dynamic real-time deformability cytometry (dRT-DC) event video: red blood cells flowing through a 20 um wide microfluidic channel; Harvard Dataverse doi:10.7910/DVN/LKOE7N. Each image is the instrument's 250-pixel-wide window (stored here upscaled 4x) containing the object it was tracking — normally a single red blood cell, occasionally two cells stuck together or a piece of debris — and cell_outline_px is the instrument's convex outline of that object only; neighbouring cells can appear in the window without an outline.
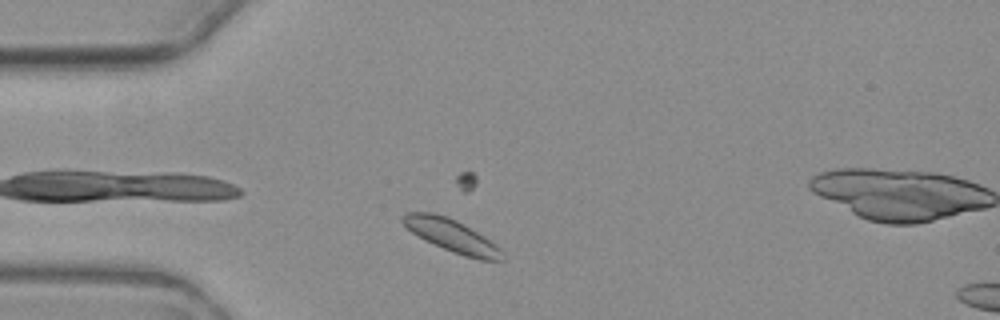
{"species": "common noctule bat (a hibernating species)", "species_latin": "Nyctalus noctula", "temperature_condition": "warm", "stored_images_in_passage": 5, "camera_frame_rate_fps": 3000, "um_per_image_px": 0.085, "animal": {"sex": "female", "body_mass_g": 19.3, "forearm_length_mm": 54.1}, "frame": {"image": 1, "passage_image": 4, "time_ms": 4.0, "image_size_px": [1000, 320], "cell_outline_px": [[504, 260], [480, 260], [464, 256], [452, 252], [424, 240], [412, 232], [400, 220], [400, 216], [408, 212], [432, 212], [448, 216], [464, 224], [484, 236], [496, 244], [504, 252]], "centroid_in_image_um": [38.4, 20.03], "position_along_channel_um": 46.6, "area_um2": 19.07}}